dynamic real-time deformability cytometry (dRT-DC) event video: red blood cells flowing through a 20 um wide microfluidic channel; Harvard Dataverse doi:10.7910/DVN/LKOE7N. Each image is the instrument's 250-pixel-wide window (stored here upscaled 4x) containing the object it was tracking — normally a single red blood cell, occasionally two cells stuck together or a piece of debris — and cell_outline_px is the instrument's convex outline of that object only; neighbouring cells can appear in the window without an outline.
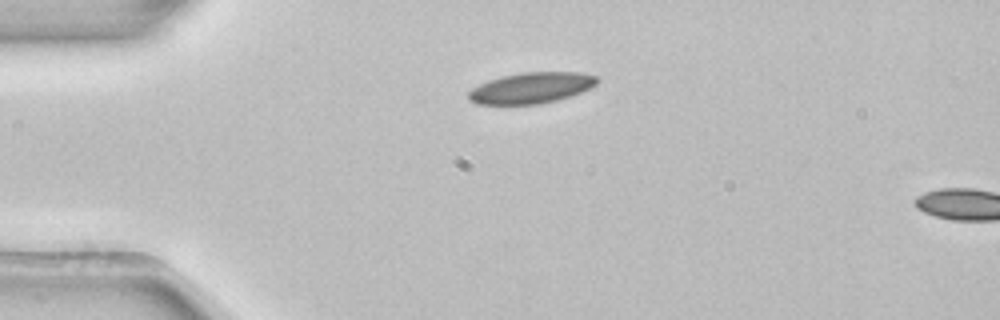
{"species": "common noctule bat (a hibernating species)", "species_latin": "Nyctalus noctula", "temperature_condition": "room temperature", "stored_images_in_passage": 5, "camera_frame_rate_fps": 3000, "um_per_image_px": 0.085, "animal": {"sex": "female", "body_mass_g": 22.7, "forearm_length_mm": 54.2}, "frame": {"image": 1, "passage_image": 5, "time_ms": 1.333, "image_size_px": [1000, 320], "cell_outline_px": [[600, 80], [592, 88], [556, 100], [540, 104], [476, 104], [468, 100], [468, 92], [472, 88], [488, 80], [504, 76], [524, 72], [580, 72], [596, 76]], "centroid_in_image_um": [45.16, 7.47], "position_along_channel_um": 39.8, "area_um2": 23.12}}